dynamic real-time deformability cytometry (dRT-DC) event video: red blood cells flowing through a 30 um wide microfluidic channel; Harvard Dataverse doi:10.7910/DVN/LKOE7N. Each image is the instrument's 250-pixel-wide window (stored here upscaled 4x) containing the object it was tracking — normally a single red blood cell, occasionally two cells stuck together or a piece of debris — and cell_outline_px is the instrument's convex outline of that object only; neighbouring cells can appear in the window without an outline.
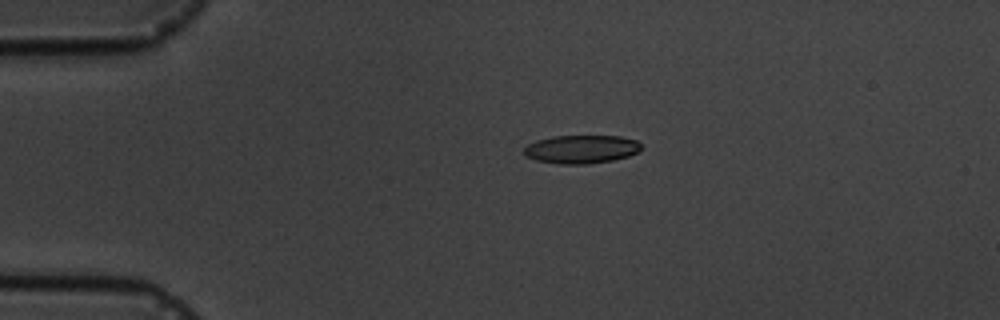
{"species": "common noctule bat (a hibernating species)", "species_latin": "Nyctalus noctula", "temperature_condition": "cold", "stored_images_in_passage": 2, "camera_frame_rate_fps": 3000, "um_per_image_px": 0.085, "animal": {"sex": "male", "body_mass_g": 19.5, "forearm_length_mm": 54.6}, "frame": {"image": 1, "passage_image": 1, "time_ms": 0.0, "image_size_px": [1000, 320], "cell_outline_px": [[644, 148], [628, 156], [612, 160], [588, 164], [560, 164], [536, 160], [524, 156], [524, 148], [528, 144], [536, 140], [552, 136], [620, 136], [636, 140]], "centroid_in_image_um": [49.4, 12.68], "position_along_channel_um": 35.6, "area_um2": 19.42}}